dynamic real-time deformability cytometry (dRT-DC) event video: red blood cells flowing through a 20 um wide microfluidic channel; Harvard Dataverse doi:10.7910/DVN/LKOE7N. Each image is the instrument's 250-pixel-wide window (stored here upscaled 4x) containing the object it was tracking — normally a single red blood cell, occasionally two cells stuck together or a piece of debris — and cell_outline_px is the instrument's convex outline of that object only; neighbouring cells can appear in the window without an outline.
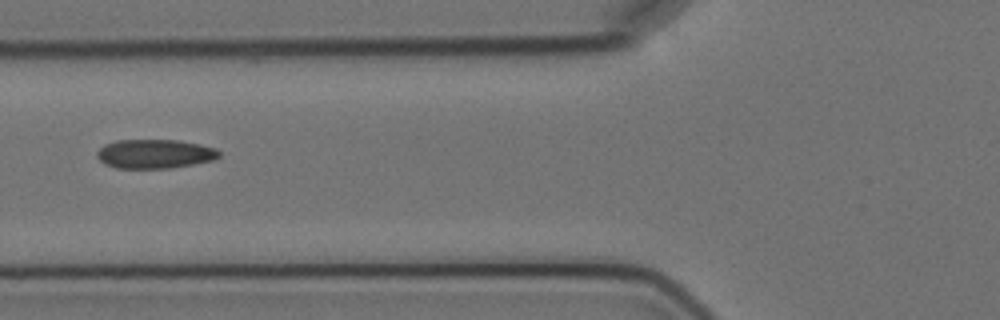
{"species": "Egyptian fruit bat (a non-hibernating species)", "species_latin": "Rousettus aegyptiacus", "temperature_condition": "cold", "stored_images_in_passage": 9, "camera_frame_rate_fps": 3000, "um_per_image_px": 0.085, "animal": {"sex": "female"}, "frame": {"image": 1, "passage_image": 6, "time_ms": 6.0, "image_size_px": [1000, 320], "cell_outline_px": [[220, 156], [212, 160], [192, 164], [168, 168], [116, 168], [104, 164], [96, 156], [96, 152], [104, 144], [116, 140], [176, 140], [200, 144], [216, 148], [220, 152]], "centroid_in_image_um": [13.12, 13.07], "position_along_channel_um": 112.7, "area_um2": 20.69}}
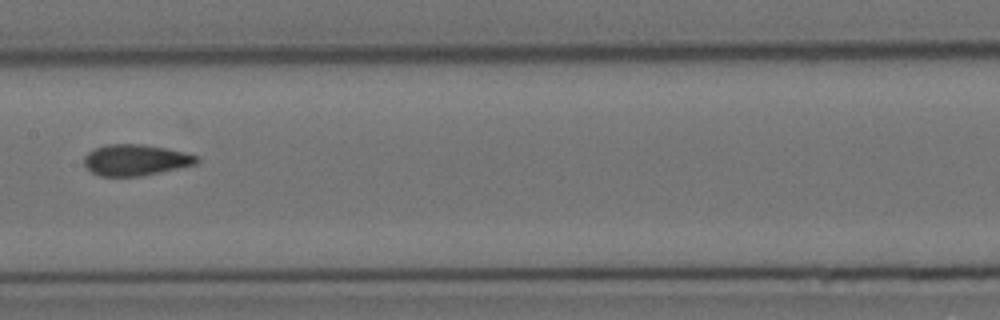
{"frame": {"image": 2, "passage_image": 8, "time_ms": 8.333, "image_size_px": [1000, 320], "cell_outline_px": [[200, 160], [196, 164], [160, 172], [140, 176], [100, 176], [92, 172], [84, 164], [84, 156], [88, 152], [104, 144], [140, 144], [164, 148], [184, 152], [196, 156]], "centroid_in_image_um": [11.5, 13.6], "position_along_channel_um": 195.9, "area_um2": 20.23}}
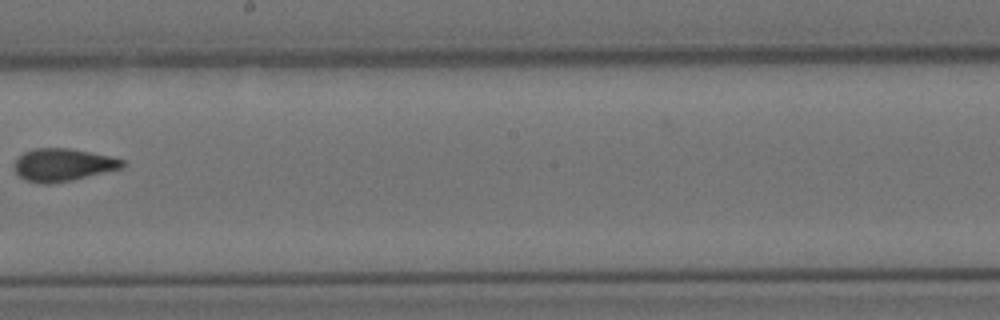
{"frame": {"image": 3, "passage_image": 9, "time_ms": 9.667, "image_size_px": [1000, 320], "cell_outline_px": [[124, 168], [72, 180], [48, 184], [40, 184], [24, 180], [16, 172], [16, 160], [24, 152], [36, 148], [68, 148], [108, 156], [124, 160]], "centroid_in_image_um": [5.36, 14.02], "position_along_channel_um": 242.8, "area_um2": 20.35}}